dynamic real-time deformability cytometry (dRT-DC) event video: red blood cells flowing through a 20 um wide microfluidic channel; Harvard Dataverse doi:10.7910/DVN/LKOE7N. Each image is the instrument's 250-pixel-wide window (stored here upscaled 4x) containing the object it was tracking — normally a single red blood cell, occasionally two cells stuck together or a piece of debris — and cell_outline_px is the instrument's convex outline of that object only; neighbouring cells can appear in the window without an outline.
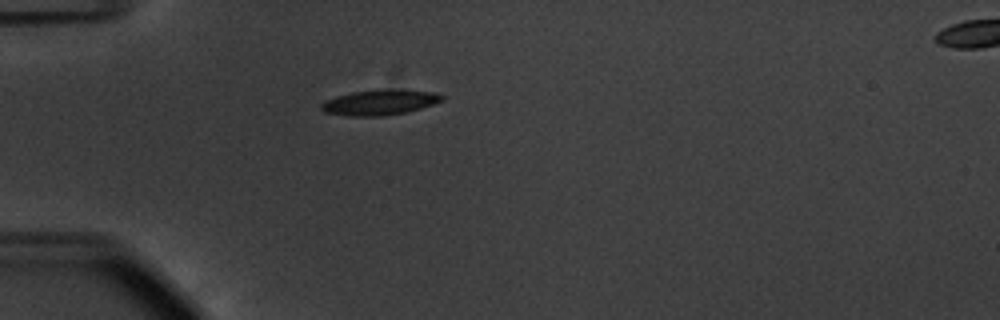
{"species": "common noctule bat (a hibernating species)", "species_latin": "Nyctalus noctula", "temperature_condition": "warm", "stored_images_in_passage": 39, "camera_frame_rate_fps": 3000, "um_per_image_px": 0.085, "animal": {"sex": "male", "body_mass_g": 20.1, "forearm_length_mm": 53.5}, "frame": {"image": 1, "passage_image": 1, "time_ms": 0.0, "image_size_px": [1000, 320], "cell_outline_px": [[444, 100], [420, 108], [404, 112], [384, 116], [348, 116], [324, 112], [320, 108], [320, 104], [324, 100], [336, 96], [352, 92], [436, 92], [444, 96]], "centroid_in_image_um": [32.18, 8.76], "position_along_channel_um": 52.8, "area_um2": 16.76}}
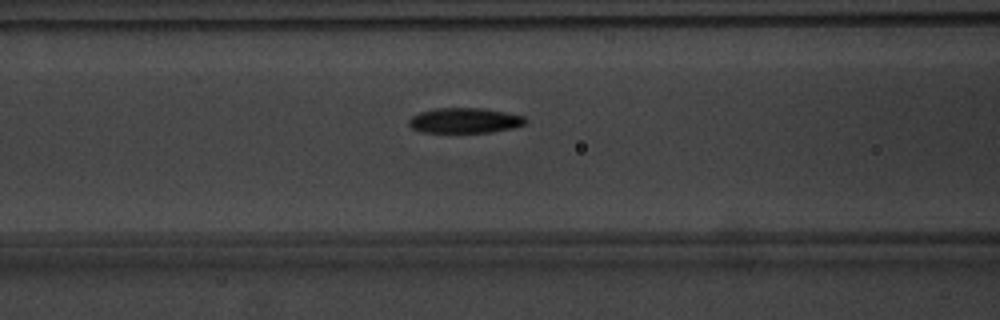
{"frame": {"image": 2, "passage_image": 8, "time_ms": 2.333, "image_size_px": [1000, 320], "cell_outline_px": [[528, 120], [524, 124], [516, 128], [488, 132], [420, 132], [412, 128], [408, 124], [408, 120], [412, 116], [420, 112], [436, 108], [480, 108], [504, 112], [524, 116]], "centroid_in_image_um": [39.5, 10.24], "position_along_channel_um": 127.1, "area_um2": 17.11}}
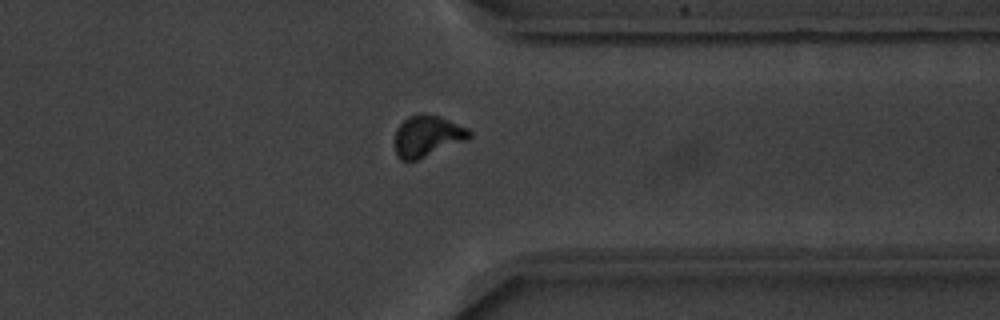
{"frame": {"image": 3, "passage_image": 28, "time_ms": 9.0, "image_size_px": [1000, 320], "cell_outline_px": [[472, 136], [468, 140], [416, 160], [400, 160], [396, 156], [396, 128], [408, 116], [420, 112], [424, 112], [440, 116], [468, 128], [472, 132]], "centroid_in_image_um": [36.35, 11.54], "position_along_channel_um": 375.1, "area_um2": 18.09}, "authors_computed_cell_mechanics": {"area_um2": 17.5134, "velocity_mm_per_s": 3.7425, "shape_relaxation_time_tau1_ms": 3.2066, "shape_relaxation_time_tau2_ms": 2.5962, "deformation_change_tau1": 0.1536, "deformation_change_tau2": 0.084}}